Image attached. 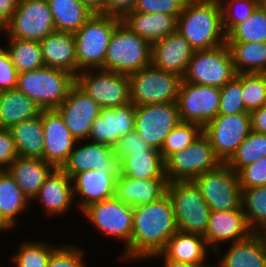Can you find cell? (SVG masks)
I'll list each match as a JSON object with an SVG mask.
<instances>
[{"instance_id":"6da1fadb","label":"cell","mask_w":266,"mask_h":267,"mask_svg":"<svg viewBox=\"0 0 266 267\" xmlns=\"http://www.w3.org/2000/svg\"><path fill=\"white\" fill-rule=\"evenodd\" d=\"M177 231L175 213L167 193L150 204L135 206L131 241L123 257L131 260L157 257Z\"/></svg>"},{"instance_id":"7a4b0ae2","label":"cell","mask_w":266,"mask_h":267,"mask_svg":"<svg viewBox=\"0 0 266 267\" xmlns=\"http://www.w3.org/2000/svg\"><path fill=\"white\" fill-rule=\"evenodd\" d=\"M176 30L196 50H209L226 43L221 5L205 0H187L177 18Z\"/></svg>"},{"instance_id":"3957f363","label":"cell","mask_w":266,"mask_h":267,"mask_svg":"<svg viewBox=\"0 0 266 267\" xmlns=\"http://www.w3.org/2000/svg\"><path fill=\"white\" fill-rule=\"evenodd\" d=\"M76 77L64 70L44 66L18 73L16 89L43 110L56 109L68 96Z\"/></svg>"},{"instance_id":"277c9868","label":"cell","mask_w":266,"mask_h":267,"mask_svg":"<svg viewBox=\"0 0 266 267\" xmlns=\"http://www.w3.org/2000/svg\"><path fill=\"white\" fill-rule=\"evenodd\" d=\"M121 18L94 13L73 33L76 44L77 74L83 69H104L110 38ZM80 70V71H79Z\"/></svg>"},{"instance_id":"5b68a950","label":"cell","mask_w":266,"mask_h":267,"mask_svg":"<svg viewBox=\"0 0 266 267\" xmlns=\"http://www.w3.org/2000/svg\"><path fill=\"white\" fill-rule=\"evenodd\" d=\"M151 65V45L122 21L107 48L104 70L130 75Z\"/></svg>"},{"instance_id":"8992f818","label":"cell","mask_w":266,"mask_h":267,"mask_svg":"<svg viewBox=\"0 0 266 267\" xmlns=\"http://www.w3.org/2000/svg\"><path fill=\"white\" fill-rule=\"evenodd\" d=\"M168 194L179 231L205 235L211 209L193 181L167 183Z\"/></svg>"},{"instance_id":"52a82bcc","label":"cell","mask_w":266,"mask_h":267,"mask_svg":"<svg viewBox=\"0 0 266 267\" xmlns=\"http://www.w3.org/2000/svg\"><path fill=\"white\" fill-rule=\"evenodd\" d=\"M222 164L208 137L202 133L187 148L171 154L165 160V177L168 183L193 181L199 175Z\"/></svg>"},{"instance_id":"ba28073f","label":"cell","mask_w":266,"mask_h":267,"mask_svg":"<svg viewBox=\"0 0 266 267\" xmlns=\"http://www.w3.org/2000/svg\"><path fill=\"white\" fill-rule=\"evenodd\" d=\"M130 99L135 106L176 102L182 77L152 65L129 75Z\"/></svg>"},{"instance_id":"9c48e42d","label":"cell","mask_w":266,"mask_h":267,"mask_svg":"<svg viewBox=\"0 0 266 267\" xmlns=\"http://www.w3.org/2000/svg\"><path fill=\"white\" fill-rule=\"evenodd\" d=\"M236 76L232 55L225 43L209 50H196L183 80L188 83L221 88Z\"/></svg>"},{"instance_id":"30bf717a","label":"cell","mask_w":266,"mask_h":267,"mask_svg":"<svg viewBox=\"0 0 266 267\" xmlns=\"http://www.w3.org/2000/svg\"><path fill=\"white\" fill-rule=\"evenodd\" d=\"M193 182L211 211H229L241 207L242 189L238 173L226 163L199 175Z\"/></svg>"},{"instance_id":"8fae6325","label":"cell","mask_w":266,"mask_h":267,"mask_svg":"<svg viewBox=\"0 0 266 267\" xmlns=\"http://www.w3.org/2000/svg\"><path fill=\"white\" fill-rule=\"evenodd\" d=\"M4 30L9 39L40 42L56 30L48 1L20 0Z\"/></svg>"},{"instance_id":"7c38bea8","label":"cell","mask_w":266,"mask_h":267,"mask_svg":"<svg viewBox=\"0 0 266 267\" xmlns=\"http://www.w3.org/2000/svg\"><path fill=\"white\" fill-rule=\"evenodd\" d=\"M93 75L84 70L76 75V84L102 108L126 105L130 99L129 75L97 69Z\"/></svg>"},{"instance_id":"4fadbf2b","label":"cell","mask_w":266,"mask_h":267,"mask_svg":"<svg viewBox=\"0 0 266 267\" xmlns=\"http://www.w3.org/2000/svg\"><path fill=\"white\" fill-rule=\"evenodd\" d=\"M249 112L234 115L218 114L203 127L216 156L226 163L251 132Z\"/></svg>"},{"instance_id":"5bb4252c","label":"cell","mask_w":266,"mask_h":267,"mask_svg":"<svg viewBox=\"0 0 266 267\" xmlns=\"http://www.w3.org/2000/svg\"><path fill=\"white\" fill-rule=\"evenodd\" d=\"M180 122L176 102L135 106L134 130L152 148L161 150L166 137Z\"/></svg>"},{"instance_id":"9a60e30c","label":"cell","mask_w":266,"mask_h":267,"mask_svg":"<svg viewBox=\"0 0 266 267\" xmlns=\"http://www.w3.org/2000/svg\"><path fill=\"white\" fill-rule=\"evenodd\" d=\"M176 103L181 122L196 123L203 128L218 115L220 88L182 79Z\"/></svg>"},{"instance_id":"2e32d148","label":"cell","mask_w":266,"mask_h":267,"mask_svg":"<svg viewBox=\"0 0 266 267\" xmlns=\"http://www.w3.org/2000/svg\"><path fill=\"white\" fill-rule=\"evenodd\" d=\"M95 228L107 235L121 238L130 245L133 226V207L116 197L90 204L82 210Z\"/></svg>"},{"instance_id":"e0dca14e","label":"cell","mask_w":266,"mask_h":267,"mask_svg":"<svg viewBox=\"0 0 266 267\" xmlns=\"http://www.w3.org/2000/svg\"><path fill=\"white\" fill-rule=\"evenodd\" d=\"M101 109L102 107L75 83L67 98L55 110L63 118L73 137L80 141L89 138L94 120Z\"/></svg>"},{"instance_id":"ac0fdd59","label":"cell","mask_w":266,"mask_h":267,"mask_svg":"<svg viewBox=\"0 0 266 267\" xmlns=\"http://www.w3.org/2000/svg\"><path fill=\"white\" fill-rule=\"evenodd\" d=\"M41 121L45 142L44 161L51 163L55 168H62L75 145L81 141L73 137L55 109L42 110Z\"/></svg>"},{"instance_id":"d6986e66","label":"cell","mask_w":266,"mask_h":267,"mask_svg":"<svg viewBox=\"0 0 266 267\" xmlns=\"http://www.w3.org/2000/svg\"><path fill=\"white\" fill-rule=\"evenodd\" d=\"M135 127V105L130 102L114 108H102L94 120L89 137L93 142L111 147L121 136L133 131Z\"/></svg>"},{"instance_id":"ffe728a7","label":"cell","mask_w":266,"mask_h":267,"mask_svg":"<svg viewBox=\"0 0 266 267\" xmlns=\"http://www.w3.org/2000/svg\"><path fill=\"white\" fill-rule=\"evenodd\" d=\"M194 49L176 30L151 45V65L183 78Z\"/></svg>"},{"instance_id":"44dd1931","label":"cell","mask_w":266,"mask_h":267,"mask_svg":"<svg viewBox=\"0 0 266 267\" xmlns=\"http://www.w3.org/2000/svg\"><path fill=\"white\" fill-rule=\"evenodd\" d=\"M62 169L72 178L79 172L90 170H96L100 173L119 172V163L116 160L113 147L90 142L73 149Z\"/></svg>"},{"instance_id":"7402d4cb","label":"cell","mask_w":266,"mask_h":267,"mask_svg":"<svg viewBox=\"0 0 266 267\" xmlns=\"http://www.w3.org/2000/svg\"><path fill=\"white\" fill-rule=\"evenodd\" d=\"M252 233L241 206L229 211H211L204 238L207 246L218 252L217 244L221 241L232 240L234 243L248 238Z\"/></svg>"},{"instance_id":"603a6c76","label":"cell","mask_w":266,"mask_h":267,"mask_svg":"<svg viewBox=\"0 0 266 267\" xmlns=\"http://www.w3.org/2000/svg\"><path fill=\"white\" fill-rule=\"evenodd\" d=\"M119 172L84 171L75 174L73 181V195H81L79 208L85 209L90 204L115 197L116 178Z\"/></svg>"},{"instance_id":"cb8c5ba5","label":"cell","mask_w":266,"mask_h":267,"mask_svg":"<svg viewBox=\"0 0 266 267\" xmlns=\"http://www.w3.org/2000/svg\"><path fill=\"white\" fill-rule=\"evenodd\" d=\"M45 66L77 75L76 44L73 33L54 31L40 41Z\"/></svg>"},{"instance_id":"d4e9b609","label":"cell","mask_w":266,"mask_h":267,"mask_svg":"<svg viewBox=\"0 0 266 267\" xmlns=\"http://www.w3.org/2000/svg\"><path fill=\"white\" fill-rule=\"evenodd\" d=\"M166 179H135L118 173L115 197L135 207L157 201L166 193Z\"/></svg>"},{"instance_id":"484cf974","label":"cell","mask_w":266,"mask_h":267,"mask_svg":"<svg viewBox=\"0 0 266 267\" xmlns=\"http://www.w3.org/2000/svg\"><path fill=\"white\" fill-rule=\"evenodd\" d=\"M71 178L62 168H54L45 179L35 199H40L47 213L60 214L71 207L73 188Z\"/></svg>"},{"instance_id":"4316f807","label":"cell","mask_w":266,"mask_h":267,"mask_svg":"<svg viewBox=\"0 0 266 267\" xmlns=\"http://www.w3.org/2000/svg\"><path fill=\"white\" fill-rule=\"evenodd\" d=\"M54 168L43 159L18 156L7 171L20 186L23 194L29 200H35L45 179Z\"/></svg>"},{"instance_id":"83f0119b","label":"cell","mask_w":266,"mask_h":267,"mask_svg":"<svg viewBox=\"0 0 266 267\" xmlns=\"http://www.w3.org/2000/svg\"><path fill=\"white\" fill-rule=\"evenodd\" d=\"M121 20L150 45L174 33L177 26V19L174 16L161 13L129 12Z\"/></svg>"},{"instance_id":"f1b7e54d","label":"cell","mask_w":266,"mask_h":267,"mask_svg":"<svg viewBox=\"0 0 266 267\" xmlns=\"http://www.w3.org/2000/svg\"><path fill=\"white\" fill-rule=\"evenodd\" d=\"M207 242L203 235L177 231L158 255L164 260L200 265L205 261Z\"/></svg>"},{"instance_id":"f546056e","label":"cell","mask_w":266,"mask_h":267,"mask_svg":"<svg viewBox=\"0 0 266 267\" xmlns=\"http://www.w3.org/2000/svg\"><path fill=\"white\" fill-rule=\"evenodd\" d=\"M42 110L17 89L0 92V128L10 129L19 122L39 116Z\"/></svg>"},{"instance_id":"4dcf8cb0","label":"cell","mask_w":266,"mask_h":267,"mask_svg":"<svg viewBox=\"0 0 266 267\" xmlns=\"http://www.w3.org/2000/svg\"><path fill=\"white\" fill-rule=\"evenodd\" d=\"M16 145L18 156L44 160V131L41 114L24 120L9 129Z\"/></svg>"},{"instance_id":"1f68e13d","label":"cell","mask_w":266,"mask_h":267,"mask_svg":"<svg viewBox=\"0 0 266 267\" xmlns=\"http://www.w3.org/2000/svg\"><path fill=\"white\" fill-rule=\"evenodd\" d=\"M119 174L135 179H166L160 152H139L119 162Z\"/></svg>"},{"instance_id":"d6a6232c","label":"cell","mask_w":266,"mask_h":267,"mask_svg":"<svg viewBox=\"0 0 266 267\" xmlns=\"http://www.w3.org/2000/svg\"><path fill=\"white\" fill-rule=\"evenodd\" d=\"M219 262L222 267H266V248L252 233L248 238L231 244Z\"/></svg>"},{"instance_id":"836d02e7","label":"cell","mask_w":266,"mask_h":267,"mask_svg":"<svg viewBox=\"0 0 266 267\" xmlns=\"http://www.w3.org/2000/svg\"><path fill=\"white\" fill-rule=\"evenodd\" d=\"M226 44L231 52L236 74L266 73V42H226Z\"/></svg>"},{"instance_id":"e575fe53","label":"cell","mask_w":266,"mask_h":267,"mask_svg":"<svg viewBox=\"0 0 266 267\" xmlns=\"http://www.w3.org/2000/svg\"><path fill=\"white\" fill-rule=\"evenodd\" d=\"M56 31L75 33L94 14L79 0H47Z\"/></svg>"},{"instance_id":"d590c367","label":"cell","mask_w":266,"mask_h":267,"mask_svg":"<svg viewBox=\"0 0 266 267\" xmlns=\"http://www.w3.org/2000/svg\"><path fill=\"white\" fill-rule=\"evenodd\" d=\"M20 186L7 170L0 172V216L12 228L15 217L29 203Z\"/></svg>"},{"instance_id":"8d00e7d4","label":"cell","mask_w":266,"mask_h":267,"mask_svg":"<svg viewBox=\"0 0 266 267\" xmlns=\"http://www.w3.org/2000/svg\"><path fill=\"white\" fill-rule=\"evenodd\" d=\"M7 51L18 73L45 66L39 41L10 39Z\"/></svg>"},{"instance_id":"74e56055","label":"cell","mask_w":266,"mask_h":267,"mask_svg":"<svg viewBox=\"0 0 266 267\" xmlns=\"http://www.w3.org/2000/svg\"><path fill=\"white\" fill-rule=\"evenodd\" d=\"M226 42H266V5L262 3L245 21L236 24Z\"/></svg>"},{"instance_id":"f35d334b","label":"cell","mask_w":266,"mask_h":267,"mask_svg":"<svg viewBox=\"0 0 266 267\" xmlns=\"http://www.w3.org/2000/svg\"><path fill=\"white\" fill-rule=\"evenodd\" d=\"M266 156V134L251 131L226 164L235 172Z\"/></svg>"},{"instance_id":"ab89813d","label":"cell","mask_w":266,"mask_h":267,"mask_svg":"<svg viewBox=\"0 0 266 267\" xmlns=\"http://www.w3.org/2000/svg\"><path fill=\"white\" fill-rule=\"evenodd\" d=\"M241 201L247 224L254 232L266 222V185L243 189Z\"/></svg>"},{"instance_id":"60d3db41","label":"cell","mask_w":266,"mask_h":267,"mask_svg":"<svg viewBox=\"0 0 266 267\" xmlns=\"http://www.w3.org/2000/svg\"><path fill=\"white\" fill-rule=\"evenodd\" d=\"M203 128L196 123L180 122L166 137V140L160 150L165 161L171 154L187 148L201 134Z\"/></svg>"},{"instance_id":"b9f144b4","label":"cell","mask_w":266,"mask_h":267,"mask_svg":"<svg viewBox=\"0 0 266 267\" xmlns=\"http://www.w3.org/2000/svg\"><path fill=\"white\" fill-rule=\"evenodd\" d=\"M242 99L249 112L266 105V73H242Z\"/></svg>"},{"instance_id":"7bdbcfd3","label":"cell","mask_w":266,"mask_h":267,"mask_svg":"<svg viewBox=\"0 0 266 267\" xmlns=\"http://www.w3.org/2000/svg\"><path fill=\"white\" fill-rule=\"evenodd\" d=\"M249 112L242 99V73L220 88V105L218 114L234 115Z\"/></svg>"},{"instance_id":"ee69618b","label":"cell","mask_w":266,"mask_h":267,"mask_svg":"<svg viewBox=\"0 0 266 267\" xmlns=\"http://www.w3.org/2000/svg\"><path fill=\"white\" fill-rule=\"evenodd\" d=\"M45 244L43 242L32 243V241L24 243L12 261L16 267H48L51 254L55 249Z\"/></svg>"},{"instance_id":"f6af8a7d","label":"cell","mask_w":266,"mask_h":267,"mask_svg":"<svg viewBox=\"0 0 266 267\" xmlns=\"http://www.w3.org/2000/svg\"><path fill=\"white\" fill-rule=\"evenodd\" d=\"M263 2V0H231L228 2V6L221 4L222 25L225 34H227L236 24L249 18ZM237 3L241 6V10L239 11L238 9L237 12H234L232 9L233 7H237L234 6L237 5Z\"/></svg>"},{"instance_id":"bcb514c9","label":"cell","mask_w":266,"mask_h":267,"mask_svg":"<svg viewBox=\"0 0 266 267\" xmlns=\"http://www.w3.org/2000/svg\"><path fill=\"white\" fill-rule=\"evenodd\" d=\"M186 2L187 0H137L131 12L168 14L177 19L182 13Z\"/></svg>"},{"instance_id":"7dc6e473","label":"cell","mask_w":266,"mask_h":267,"mask_svg":"<svg viewBox=\"0 0 266 267\" xmlns=\"http://www.w3.org/2000/svg\"><path fill=\"white\" fill-rule=\"evenodd\" d=\"M113 149L118 163L126 156L134 155V153L160 152V150L152 148L147 144L135 130L121 136Z\"/></svg>"},{"instance_id":"c3c4849f","label":"cell","mask_w":266,"mask_h":267,"mask_svg":"<svg viewBox=\"0 0 266 267\" xmlns=\"http://www.w3.org/2000/svg\"><path fill=\"white\" fill-rule=\"evenodd\" d=\"M237 173L242 190L266 185V156L242 167Z\"/></svg>"},{"instance_id":"681fc988","label":"cell","mask_w":266,"mask_h":267,"mask_svg":"<svg viewBox=\"0 0 266 267\" xmlns=\"http://www.w3.org/2000/svg\"><path fill=\"white\" fill-rule=\"evenodd\" d=\"M55 248L52 252L48 267H84L82 261V251L74 247V245Z\"/></svg>"},{"instance_id":"f907efd6","label":"cell","mask_w":266,"mask_h":267,"mask_svg":"<svg viewBox=\"0 0 266 267\" xmlns=\"http://www.w3.org/2000/svg\"><path fill=\"white\" fill-rule=\"evenodd\" d=\"M18 71L12 64L7 49L0 48V92L16 89Z\"/></svg>"},{"instance_id":"816d5d0a","label":"cell","mask_w":266,"mask_h":267,"mask_svg":"<svg viewBox=\"0 0 266 267\" xmlns=\"http://www.w3.org/2000/svg\"><path fill=\"white\" fill-rule=\"evenodd\" d=\"M17 157L18 152L11 131L0 128V169L7 170Z\"/></svg>"},{"instance_id":"f5cc1de1","label":"cell","mask_w":266,"mask_h":267,"mask_svg":"<svg viewBox=\"0 0 266 267\" xmlns=\"http://www.w3.org/2000/svg\"><path fill=\"white\" fill-rule=\"evenodd\" d=\"M137 0H106L104 14L123 18L134 9Z\"/></svg>"},{"instance_id":"db71d44e","label":"cell","mask_w":266,"mask_h":267,"mask_svg":"<svg viewBox=\"0 0 266 267\" xmlns=\"http://www.w3.org/2000/svg\"><path fill=\"white\" fill-rule=\"evenodd\" d=\"M251 119V130L266 134V105L249 112Z\"/></svg>"},{"instance_id":"11a10c76","label":"cell","mask_w":266,"mask_h":267,"mask_svg":"<svg viewBox=\"0 0 266 267\" xmlns=\"http://www.w3.org/2000/svg\"><path fill=\"white\" fill-rule=\"evenodd\" d=\"M20 0H0V30H4Z\"/></svg>"},{"instance_id":"9f6ffc18","label":"cell","mask_w":266,"mask_h":267,"mask_svg":"<svg viewBox=\"0 0 266 267\" xmlns=\"http://www.w3.org/2000/svg\"><path fill=\"white\" fill-rule=\"evenodd\" d=\"M93 13H103L106 0H79Z\"/></svg>"},{"instance_id":"6f0895ef","label":"cell","mask_w":266,"mask_h":267,"mask_svg":"<svg viewBox=\"0 0 266 267\" xmlns=\"http://www.w3.org/2000/svg\"><path fill=\"white\" fill-rule=\"evenodd\" d=\"M253 233L260 239L263 246L266 248V222L258 227Z\"/></svg>"},{"instance_id":"680465c9","label":"cell","mask_w":266,"mask_h":267,"mask_svg":"<svg viewBox=\"0 0 266 267\" xmlns=\"http://www.w3.org/2000/svg\"><path fill=\"white\" fill-rule=\"evenodd\" d=\"M164 267H198V265L177 262L174 260H164Z\"/></svg>"},{"instance_id":"91938a15","label":"cell","mask_w":266,"mask_h":267,"mask_svg":"<svg viewBox=\"0 0 266 267\" xmlns=\"http://www.w3.org/2000/svg\"><path fill=\"white\" fill-rule=\"evenodd\" d=\"M9 228L11 229V227L0 216V230H7Z\"/></svg>"},{"instance_id":"94428289","label":"cell","mask_w":266,"mask_h":267,"mask_svg":"<svg viewBox=\"0 0 266 267\" xmlns=\"http://www.w3.org/2000/svg\"><path fill=\"white\" fill-rule=\"evenodd\" d=\"M198 267H212L211 265L210 266H207V265H205V263L204 264H200V265H198ZM213 267H222L221 266V264L219 263V265L217 264V265H215V266H213Z\"/></svg>"},{"instance_id":"6125c7cd","label":"cell","mask_w":266,"mask_h":267,"mask_svg":"<svg viewBox=\"0 0 266 267\" xmlns=\"http://www.w3.org/2000/svg\"><path fill=\"white\" fill-rule=\"evenodd\" d=\"M205 1H210V2H214V3H217V4H222V0H205Z\"/></svg>"}]
</instances>
